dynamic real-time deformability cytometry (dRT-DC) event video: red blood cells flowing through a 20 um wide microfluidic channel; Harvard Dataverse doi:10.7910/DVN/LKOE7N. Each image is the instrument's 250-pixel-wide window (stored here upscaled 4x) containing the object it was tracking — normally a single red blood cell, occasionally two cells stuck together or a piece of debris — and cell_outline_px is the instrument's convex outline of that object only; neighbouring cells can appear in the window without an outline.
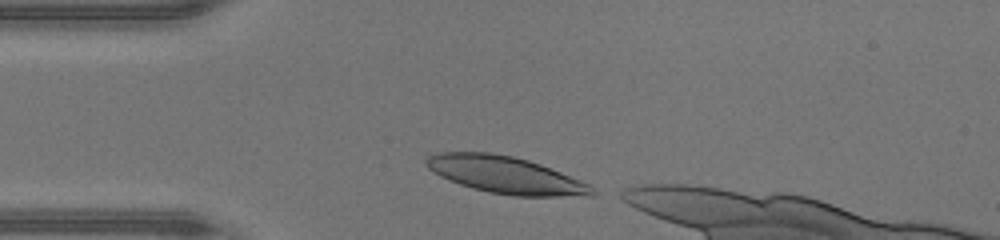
{"species": "human", "species_latin": "Homo sapiens", "temperature_condition": "warm", "stored_images_in_passage": 28, "camera_frame_rate_fps": 3000, "um_per_image_px": 0.085, "donor": {"sex": "male"}, "frame": {"image": 1, "passage_image": 1, "time_ms": 0.0, "image_size_px": [1000, 240], "cell_outline_px": [[596, 192], [592, 196], [512, 196], [488, 192], [472, 188], [460, 184], [440, 176], [432, 172], [424, 164], [424, 160], [428, 156], [436, 152], [488, 152], [512, 156], [528, 160], [540, 164], [580, 180], [588, 184]], "centroid_in_image_um": [42.92, 14.87], "position_along_channel_um": 42.1, "area_um2": 35.72}}
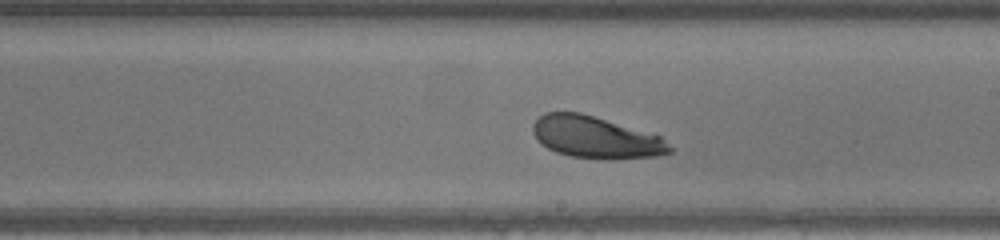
{"frame": {"image": 2, "passage_image": 16, "time_ms": 5.0, "image_size_px": [1000, 240], "cell_outline_px": [[672, 152], [656, 156], [572, 156], [556, 152], [540, 144], [532, 132], [532, 124], [544, 112], [580, 112], [660, 136], [672, 148]], "centroid_in_image_um": [50.54, 11.62], "position_along_channel_um": 238.5, "area_um2": 32.02}}
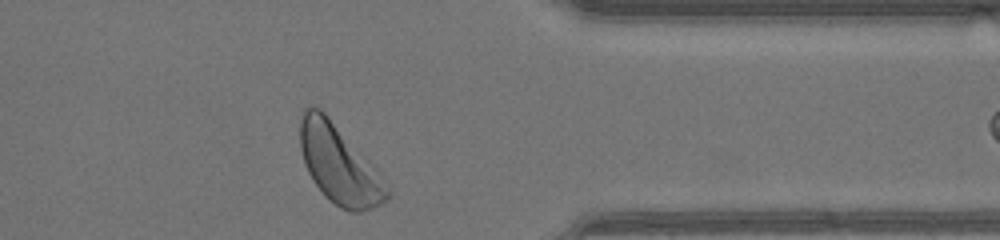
{"frame": {"image": 3, "passage_image": 27, "time_ms": 8.667, "image_size_px": [1000, 240], "cell_outline_px": [[392, 192], [380, 204], [372, 208], [360, 212], [348, 212], [340, 208], [328, 200], [312, 180], [304, 164], [300, 148], [300, 112], [304, 108], [320, 108], [324, 112]], "centroid_in_image_um": [28.74, 14.02], "position_along_channel_um": 382.7, "area_um2": 38.38}, "authors_computed_cell_mechanics": {"area_um2": 33.9575, "velocity_mm_per_s": 4.3475, "shape_relaxation_time_tau1_ms": 2.3397, "shape_relaxation_time_tau2_ms": null, "deformation_change_tau1": 0.1234, "deformation_change_tau2": null}}